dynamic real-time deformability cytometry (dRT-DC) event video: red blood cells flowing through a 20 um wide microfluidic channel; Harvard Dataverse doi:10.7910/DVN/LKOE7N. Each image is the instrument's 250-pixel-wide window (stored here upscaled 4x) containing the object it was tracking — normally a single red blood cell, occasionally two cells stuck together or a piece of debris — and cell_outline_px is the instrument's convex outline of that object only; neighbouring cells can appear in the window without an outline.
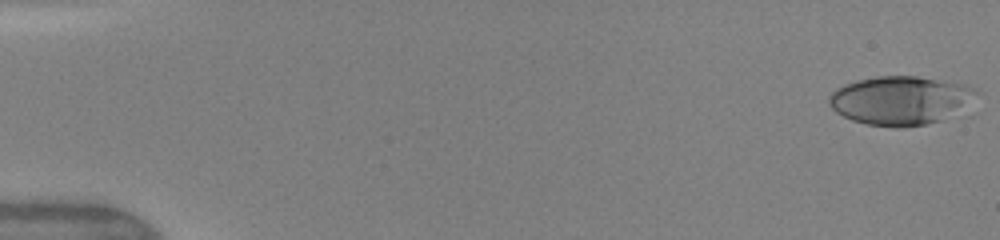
{"species": "human", "species_latin": "Homo sapiens", "temperature_condition": "warm", "stored_images_in_passage": 46, "camera_frame_rate_fps": 3000, "um_per_image_px": 0.085, "donor": {"sex": "female"}, "frame": {"image": 1, "passage_image": 1, "time_ms": 0.0, "image_size_px": [1000, 240], "cell_outline_px": [[980, 92], [972, 116], [900, 128], [896, 128], [868, 124], [852, 120], [836, 112], [828, 104], [828, 96], [836, 88], [844, 84], [876, 76], [916, 76], [968, 84], [976, 88]], "centroid_in_image_um": [76.81, 8.57], "position_along_channel_um": 8.2, "area_um2": 44.04}}
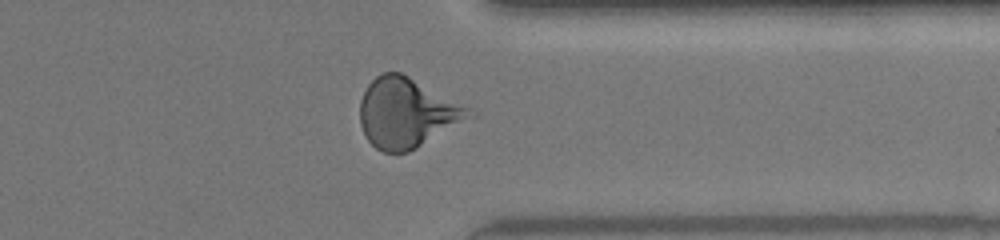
{"frame": {"image": 2, "passage_image": 39, "time_ms": 12.667, "image_size_px": [1000, 240], "cell_outline_px": [[476, 116], [416, 148], [408, 152], [384, 152], [376, 148], [368, 140], [360, 124], [360, 100], [368, 84], [376, 76], [384, 72], [400, 72], [472, 108], [476, 112]], "centroid_in_image_um": [34.62, 9.6], "position_along_channel_um": 376.8, "area_um2": 44.33}}